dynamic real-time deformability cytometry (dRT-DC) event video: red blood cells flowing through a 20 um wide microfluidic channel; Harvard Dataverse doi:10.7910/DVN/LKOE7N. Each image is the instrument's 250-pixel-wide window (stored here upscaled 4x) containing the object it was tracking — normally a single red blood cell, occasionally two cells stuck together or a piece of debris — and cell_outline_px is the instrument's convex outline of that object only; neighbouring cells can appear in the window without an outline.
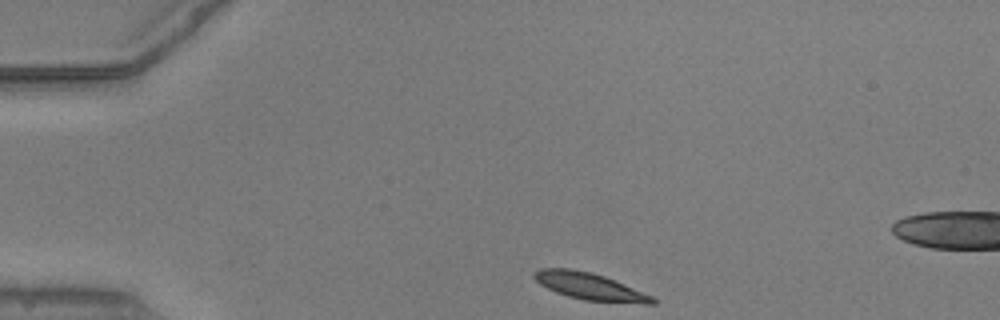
{"species": "common noctule bat (a hibernating species)", "species_latin": "Nyctalus noctula", "temperature_condition": "warm", "stored_images_in_passage": 44, "camera_frame_rate_fps": 3000, "um_per_image_px": 0.085, "animal": {"sex": "male", "body_mass_g": 20.5, "forearm_length_mm": 52.5}, "frame": {"image": 1, "passage_image": 1, "time_ms": 0.0, "image_size_px": [1000, 320], "cell_outline_px": [[656, 304], [644, 304], [584, 300], [568, 296], [556, 292], [540, 284], [532, 276], [532, 272], [540, 268], [572, 268], [592, 272], [604, 276], [624, 284], [652, 296], [656, 300]], "centroid_in_image_um": [50.11, 24.33], "position_along_channel_um": 34.9, "area_um2": 18.61}}
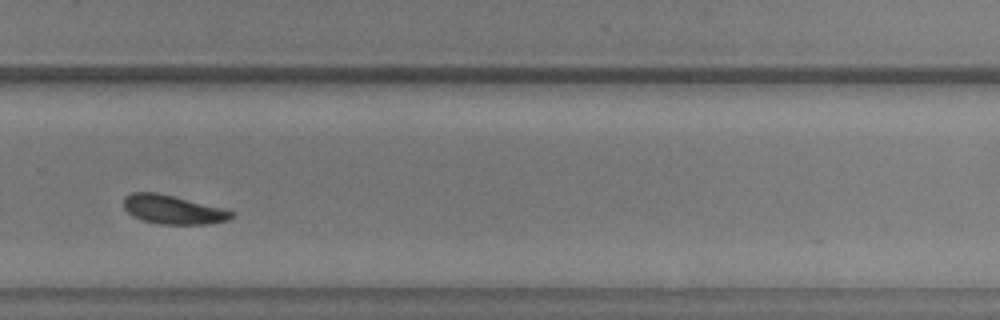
{"frame": {"image": 2, "passage_image": 27, "time_ms": 8.667, "image_size_px": [1000, 320], "cell_outline_px": [[232, 216], [228, 220], [212, 224], [160, 224], [144, 220], [132, 216], [124, 208], [124, 196], [132, 192], [156, 192], [224, 208], [232, 212]], "centroid_in_image_um": [14.68, 17.81], "position_along_channel_um": 315.1, "area_um2": 18.03}}
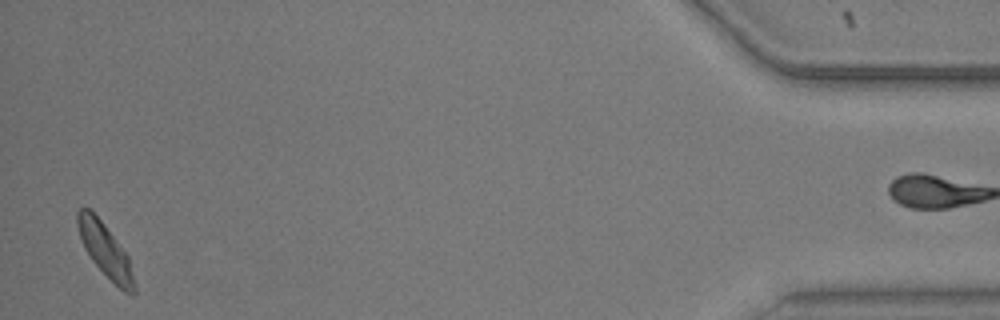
{"frame": {"image": 3, "passage_image": 42, "time_ms": 13.667, "image_size_px": [1000, 320], "cell_outline_px": [[136, 292], [132, 296], [124, 292], [92, 260], [84, 248], [80, 236], [76, 220], [76, 212], [80, 208], [88, 208], [100, 220], [128, 256], [136, 284]], "centroid_in_image_um": [8.96, 21.31], "position_along_channel_um": 426.2, "area_um2": 17.17}}